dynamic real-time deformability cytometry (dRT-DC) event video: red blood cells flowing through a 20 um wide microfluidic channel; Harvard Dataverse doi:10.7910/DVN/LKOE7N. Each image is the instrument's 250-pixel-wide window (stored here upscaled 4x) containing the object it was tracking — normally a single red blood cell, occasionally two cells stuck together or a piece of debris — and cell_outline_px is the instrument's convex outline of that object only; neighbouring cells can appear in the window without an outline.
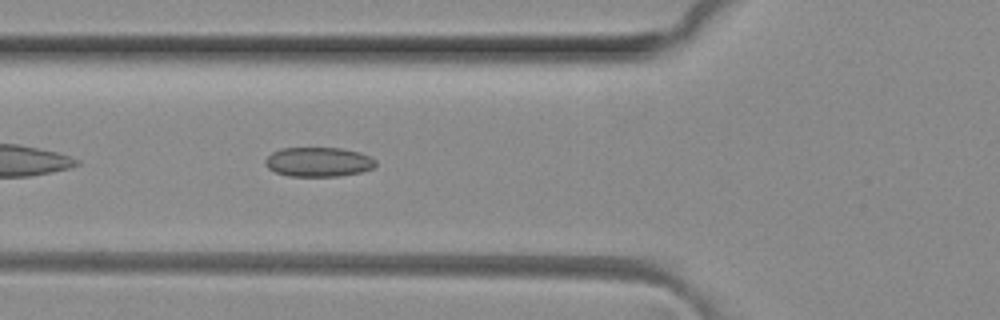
{"species": "common noctule bat (a hibernating species)", "species_latin": "Nyctalus noctula", "temperature_condition": "room temperature", "stored_images_in_passage": 4, "camera_frame_rate_fps": 3000, "um_per_image_px": 0.085, "animal": {"sex": "female", "body_mass_g": 29.2, "forearm_length_mm": 56.3}, "frame": {"image": 1, "passage_image": 4, "time_ms": 1.0, "image_size_px": [1000, 320], "cell_outline_px": [[376, 164], [372, 168], [360, 172], [336, 176], [288, 176], [276, 172], [268, 168], [264, 164], [264, 160], [272, 152], [280, 148], [340, 148], [360, 152], [372, 156], [376, 160]], "centroid_in_image_um": [27.06, 13.76], "position_along_channel_um": 98.7, "area_um2": 19.02}}